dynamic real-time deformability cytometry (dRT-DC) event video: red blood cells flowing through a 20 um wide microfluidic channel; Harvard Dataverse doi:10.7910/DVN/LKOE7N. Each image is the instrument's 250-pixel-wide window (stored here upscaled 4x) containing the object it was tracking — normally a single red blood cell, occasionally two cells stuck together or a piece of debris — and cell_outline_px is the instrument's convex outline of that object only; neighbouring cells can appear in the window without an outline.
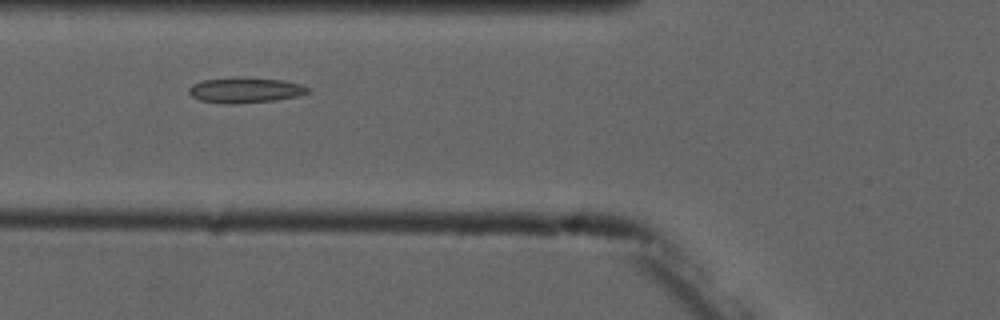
{"species": "common noctule bat (a hibernating species)", "species_latin": "Nyctalus noctula", "temperature_condition": "cold", "stored_images_in_passage": 9, "camera_frame_rate_fps": 3000, "um_per_image_px": 0.085, "animal": {"sex": "male", "forearm_length_mm": 52.5}, "frame": {"image": 1, "passage_image": 4, "time_ms": 3.333, "image_size_px": [1000, 320], "cell_outline_px": [[312, 92], [300, 96], [276, 100], [240, 104], [228, 104], [200, 100], [192, 96], [188, 92], [188, 88], [192, 84], [204, 80], [284, 80], [300, 84], [312, 88]], "centroid_in_image_um": [20.93, 7.72], "position_along_channel_um": 104.9, "area_um2": 16.94}}
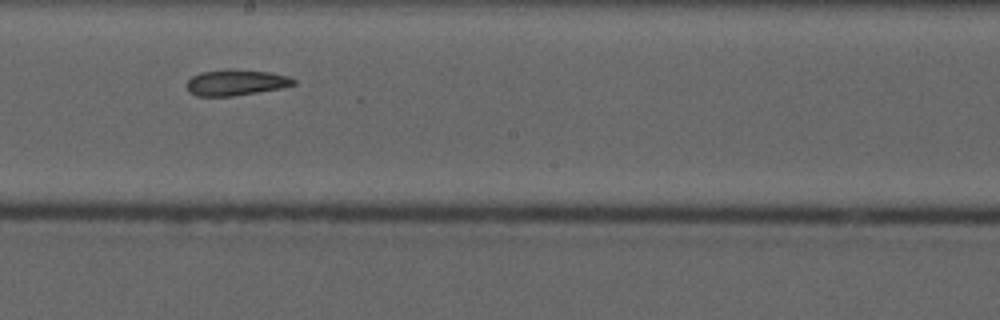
{"frame": {"image": 2, "passage_image": 7, "time_ms": 6.667, "image_size_px": [1000, 320], "cell_outline_px": [[296, 84], [280, 88], [232, 96], [196, 96], [188, 92], [188, 80], [192, 76], [200, 72], [232, 68], [272, 72], [288, 76], [296, 80]], "centroid_in_image_um": [20.06, 6.99], "position_along_channel_um": 228.1, "area_um2": 16.24}}
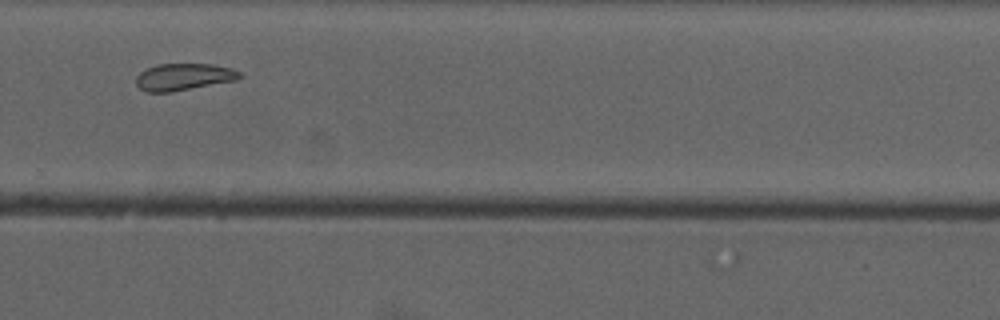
{"frame": {"image": 3, "passage_image": 9, "time_ms": 9.0, "image_size_px": [1000, 320], "cell_outline_px": [[244, 76], [236, 80], [168, 92], [148, 92], [140, 88], [136, 84], [136, 76], [140, 72], [156, 64], [212, 64], [232, 68], [240, 72]], "centroid_in_image_um": [15.62, 6.52], "position_along_channel_um": 314.2, "area_um2": 16.13}}